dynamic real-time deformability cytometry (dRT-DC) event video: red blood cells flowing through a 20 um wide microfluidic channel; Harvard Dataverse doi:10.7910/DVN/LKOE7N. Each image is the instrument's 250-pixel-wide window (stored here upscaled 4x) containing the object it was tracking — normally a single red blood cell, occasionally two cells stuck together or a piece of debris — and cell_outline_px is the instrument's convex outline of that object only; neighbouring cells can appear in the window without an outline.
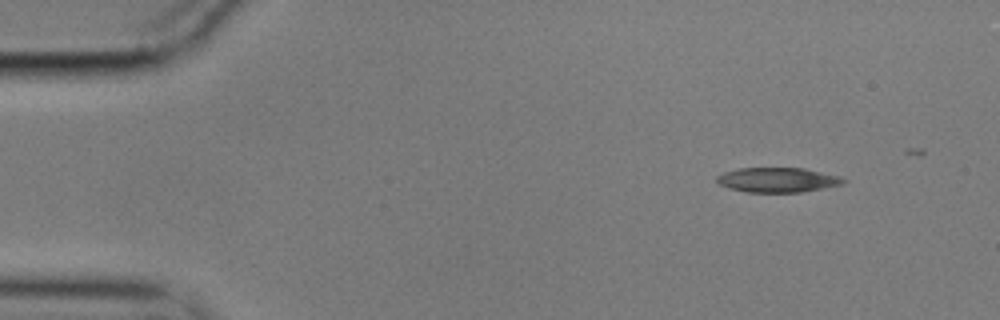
{"species": "common noctule bat (a hibernating species)", "species_latin": "Nyctalus noctula", "temperature_condition": "cold", "stored_images_in_passage": 16, "camera_frame_rate_fps": 3000, "um_per_image_px": 0.085, "animal": {"sex": "male", "body_mass_g": 17.9}, "frame": {"image": 1, "passage_image": 1, "time_ms": 0.0, "image_size_px": [1000, 320], "cell_outline_px": [[848, 180], [844, 184], [800, 192], [748, 192], [728, 188], [720, 184], [716, 180], [716, 176], [724, 172], [740, 168], [804, 168], [840, 176]], "centroid_in_image_um": [66.11, 15.29], "position_along_channel_um": 18.9, "area_um2": 18.21}}
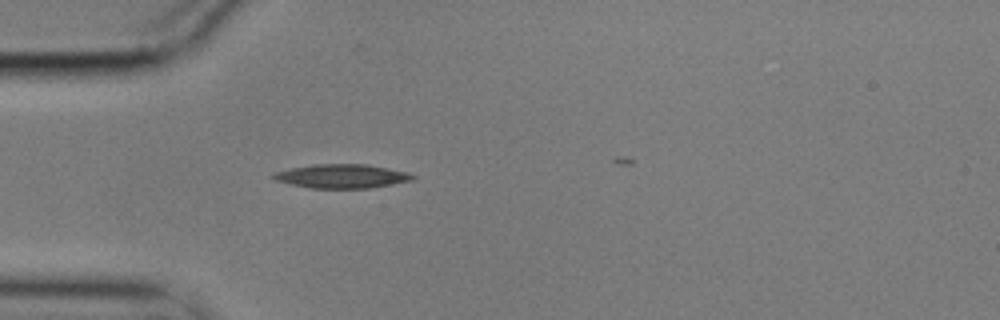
{"frame": {"image": 2, "passage_image": 11, "time_ms": 3.333, "image_size_px": [1000, 320], "cell_outline_px": [[416, 176], [412, 180], [392, 184], [368, 188], [308, 188], [276, 180], [268, 176], [276, 172], [292, 168], [312, 164], [368, 164], [408, 172]], "centroid_in_image_um": [29.05, 14.97], "position_along_channel_um": 55.9, "area_um2": 19.36}}
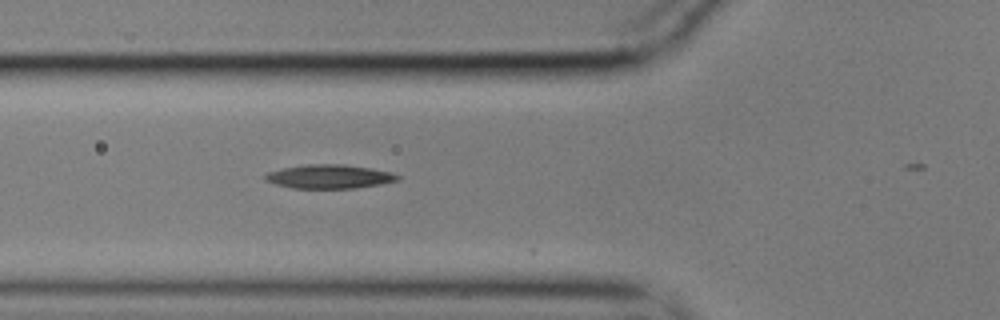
{"frame": {"image": 3, "passage_image": 15, "time_ms": 4.667, "image_size_px": [1000, 320], "cell_outline_px": [[400, 180], [380, 184], [356, 188], [292, 188], [276, 184], [264, 180], [264, 176], [268, 172], [284, 168], [308, 164], [344, 164], [372, 168], [392, 172], [400, 176]], "centroid_in_image_um": [28.03, 15.0], "position_along_channel_um": 97.8, "area_um2": 18.44}}